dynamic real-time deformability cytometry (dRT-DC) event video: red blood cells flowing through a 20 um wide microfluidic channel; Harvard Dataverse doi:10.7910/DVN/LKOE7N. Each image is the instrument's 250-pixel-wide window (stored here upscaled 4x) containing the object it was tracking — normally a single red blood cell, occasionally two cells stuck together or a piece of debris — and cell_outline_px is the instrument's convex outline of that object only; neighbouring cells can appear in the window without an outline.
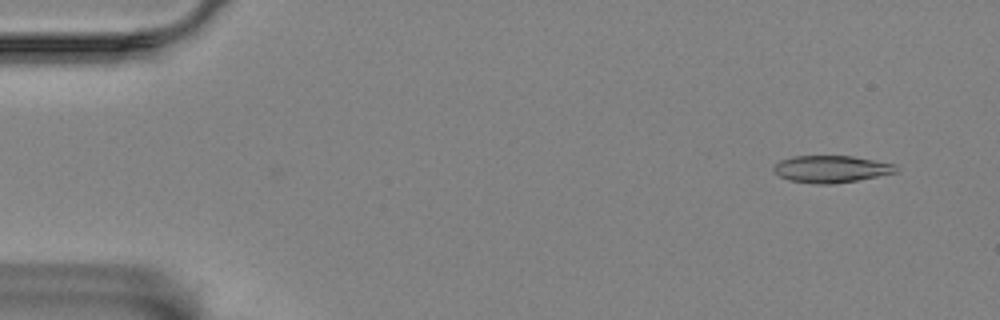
{"species": "Egyptian fruit bat (a non-hibernating species)", "species_latin": "Rousettus aegyptiacus", "temperature_condition": "room temperature", "stored_images_in_passage": 57, "camera_frame_rate_fps": 3000, "um_per_image_px": 0.085, "animal": {"sex": "female"}, "frame": {"image": 1, "passage_image": 4, "time_ms": 1.0, "image_size_px": [1000, 320], "cell_outline_px": [[896, 172], [856, 180], [832, 184], [816, 184], [788, 180], [780, 176], [772, 168], [780, 160], [792, 156], [852, 156], [896, 164]], "centroid_in_image_um": [70.62, 14.36], "position_along_channel_um": 14.4, "area_um2": 19.07}}
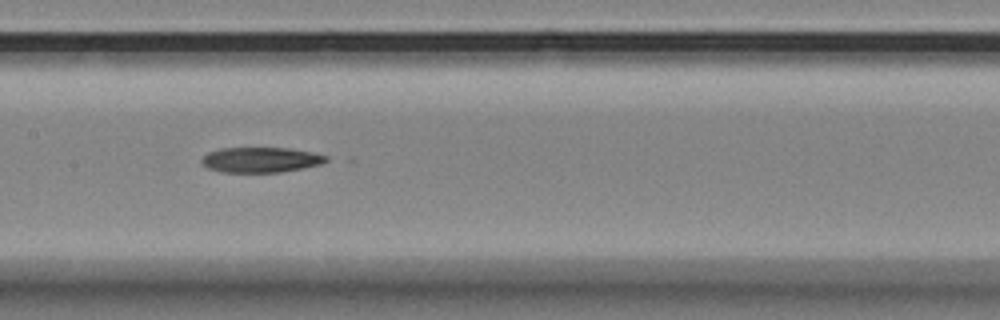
{"frame": {"image": 2, "passage_image": 28, "time_ms": 9.0, "image_size_px": [1000, 320], "cell_outline_px": [[328, 160], [320, 164], [304, 168], [280, 172], [220, 172], [208, 168], [200, 160], [208, 152], [220, 148], [288, 148], [312, 152], [328, 156]], "centroid_in_image_um": [22.17, 13.58], "position_along_channel_um": 185.2, "area_um2": 18.26}}
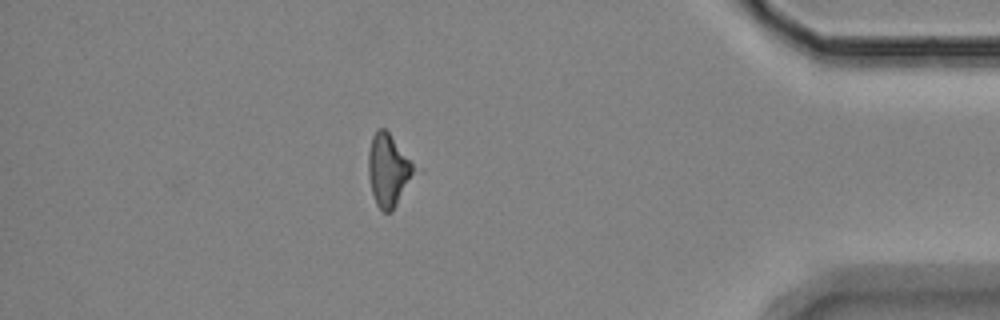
{"frame": {"image": 3, "passage_image": 50, "time_ms": 16.333, "image_size_px": [1000, 320], "cell_outline_px": [[412, 172], [392, 212], [384, 212], [376, 204], [372, 192], [368, 172], [368, 152], [372, 136], [376, 128], [384, 128], [388, 132], [412, 164]], "centroid_in_image_um": [32.91, 14.44], "position_along_channel_um": 402.3, "area_um2": 18.21}}